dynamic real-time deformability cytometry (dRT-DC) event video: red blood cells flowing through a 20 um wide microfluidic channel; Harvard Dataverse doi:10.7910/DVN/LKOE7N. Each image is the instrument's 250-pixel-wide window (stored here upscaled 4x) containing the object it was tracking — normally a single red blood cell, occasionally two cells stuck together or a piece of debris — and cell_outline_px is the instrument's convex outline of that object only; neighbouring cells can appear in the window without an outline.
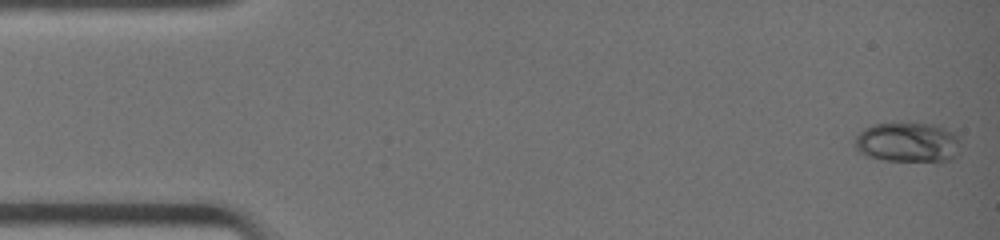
{"species": "common noctule bat (a hibernating species)", "species_latin": "Nyctalus noctula", "temperature_condition": "warm", "stored_images_in_passage": 41, "camera_frame_rate_fps": 3000, "um_per_image_px": 0.085, "animal": {"sex": "female", "body_mass_g": 19.0, "forearm_length_mm": 51.5}, "frame": {"image": 1, "passage_image": 1, "time_ms": 0.0, "image_size_px": [1000, 240], "cell_outline_px": [[960, 144], [956, 156], [952, 160], [936, 164], [884, 160], [864, 156], [852, 144], [856, 136], [864, 128], [872, 124], [908, 120], [916, 120], [940, 124], [952, 132], [956, 136]], "centroid_in_image_um": [77.18, 12.08], "position_along_channel_um": 7.8, "area_um2": 26.53}}
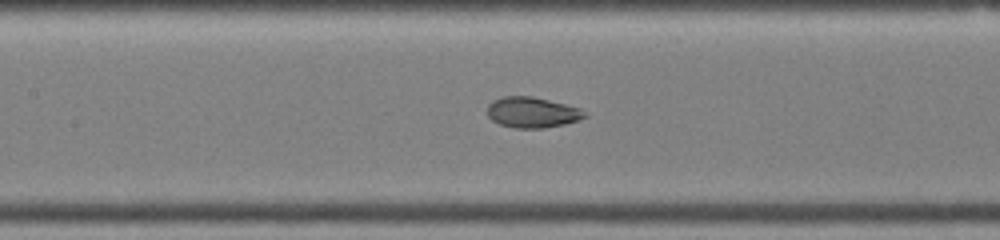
{"frame": {"image": 2, "passage_image": 19, "time_ms": 6.0, "image_size_px": [1000, 240], "cell_outline_px": [[588, 116], [580, 120], [564, 124], [544, 128], [512, 128], [500, 124], [492, 120], [488, 116], [488, 104], [492, 100], [504, 96], [532, 96], [580, 108]], "centroid_in_image_um": [45.23, 9.56], "position_along_channel_um": 162.2, "area_um2": 17.4}}
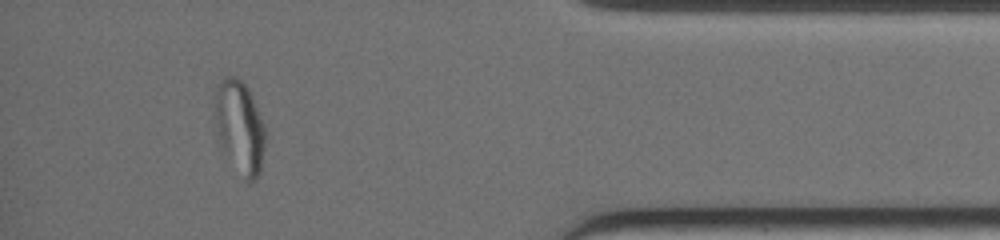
{"frame": {"image": 3, "passage_image": 37, "time_ms": 12.0, "image_size_px": [1000, 240], "cell_outline_px": [[264, 148], [260, 172], [256, 180], [244, 180], [224, 148], [216, 132], [216, 88], [220, 80], [224, 76], [236, 76], [248, 88], [264, 124]], "centroid_in_image_um": [20.39, 10.76], "position_along_channel_um": 414.8, "area_um2": 26.47}}